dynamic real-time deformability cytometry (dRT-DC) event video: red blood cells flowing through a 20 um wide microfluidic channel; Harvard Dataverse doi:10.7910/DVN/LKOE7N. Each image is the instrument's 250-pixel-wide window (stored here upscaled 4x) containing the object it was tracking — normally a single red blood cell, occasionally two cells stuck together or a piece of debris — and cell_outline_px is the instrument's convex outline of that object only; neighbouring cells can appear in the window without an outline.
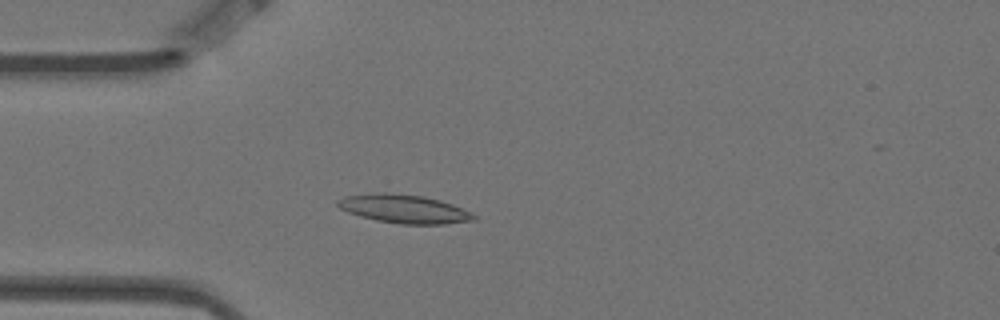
{"species": "Egyptian fruit bat (a non-hibernating species)", "species_latin": "Rousettus aegyptiacus", "temperature_condition": "warm", "stored_images_in_passage": 2, "camera_frame_rate_fps": 3000, "um_per_image_px": 0.085, "animal": {"sex": "female"}, "frame": {"image": 1, "passage_image": 1, "time_ms": 0.0, "image_size_px": [1000, 320], "cell_outline_px": [[476, 220], [444, 224], [400, 224], [376, 220], [360, 216], [348, 212], [340, 208], [336, 204], [336, 200], [344, 196], [380, 192], [388, 192], [424, 196], [440, 200], [452, 204], [472, 212], [476, 216]], "centroid_in_image_um": [34.35, 17.75], "position_along_channel_um": 50.7, "area_um2": 22.77}}